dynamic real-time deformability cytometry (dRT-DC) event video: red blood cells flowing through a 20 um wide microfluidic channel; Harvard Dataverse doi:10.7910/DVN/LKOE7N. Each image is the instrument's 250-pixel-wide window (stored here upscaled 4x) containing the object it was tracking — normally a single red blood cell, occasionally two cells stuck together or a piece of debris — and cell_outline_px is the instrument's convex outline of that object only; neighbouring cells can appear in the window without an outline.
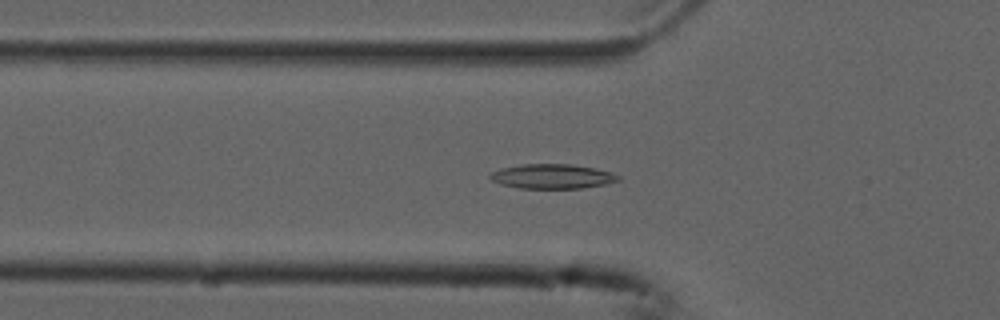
{"species": "common noctule bat (a hibernating species)", "species_latin": "Nyctalus noctula", "temperature_condition": "cold", "stored_images_in_passage": 54, "camera_frame_rate_fps": 3000, "um_per_image_px": 0.085, "animal": {"sex": "male", "forearm_length_mm": 52.5}, "frame": {"image": 1, "passage_image": 18, "time_ms": 5.667, "image_size_px": [1000, 320], "cell_outline_px": [[620, 180], [604, 184], [580, 188], [520, 188], [500, 184], [492, 180], [488, 176], [492, 172], [500, 168], [520, 164], [572, 164], [596, 168], [620, 176]], "centroid_in_image_um": [46.9, 14.98], "position_along_channel_um": 78.9, "area_um2": 18.26}}
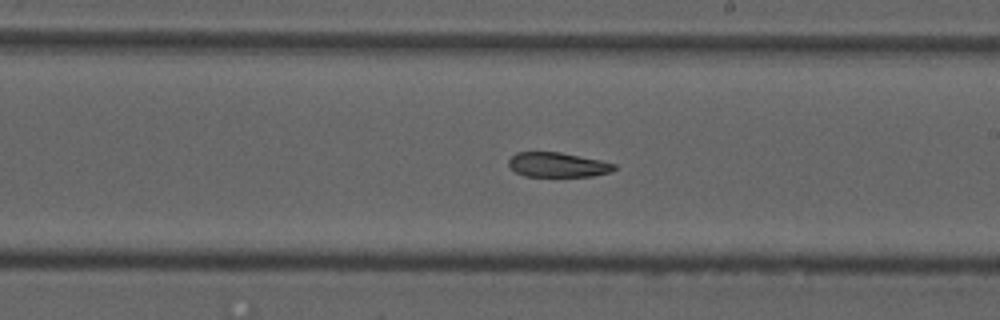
{"frame": {"image": 2, "passage_image": 31, "time_ms": 10.0, "image_size_px": [1000, 320], "cell_outline_px": [[616, 168], [608, 172], [592, 176], [524, 176], [516, 172], [508, 164], [508, 160], [516, 152], [560, 152], [600, 160], [616, 164]], "centroid_in_image_um": [47.38, 14.0], "position_along_channel_um": 241.6, "area_um2": 15.03}}
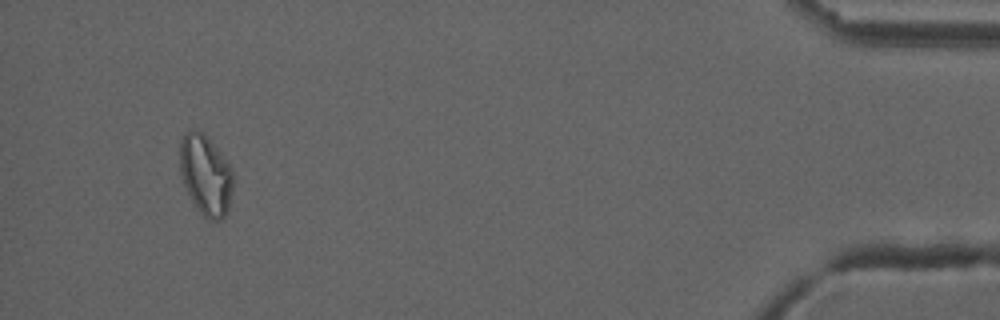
{"frame": {"image": 3, "passage_image": 51, "time_ms": 16.667, "image_size_px": [1000, 320], "cell_outline_px": [[232, 188], [228, 212], [220, 220], [208, 220], [200, 212], [192, 200], [184, 184], [180, 172], [180, 140], [184, 132], [192, 128], [196, 128], [204, 132], [232, 168]], "centroid_in_image_um": [17.47, 14.83], "position_along_channel_um": 417.7, "area_um2": 24.97}, "authors_computed_cell_mechanics": {"area_um2": 18.2937, "velocity_mm_per_s": 3.743, "shape_relaxation_time_tau1_ms": null, "shape_relaxation_time_tau2_ms": 8.3727, "deformation_change_tau1": null, "deformation_change_tau2": 0.1532}}